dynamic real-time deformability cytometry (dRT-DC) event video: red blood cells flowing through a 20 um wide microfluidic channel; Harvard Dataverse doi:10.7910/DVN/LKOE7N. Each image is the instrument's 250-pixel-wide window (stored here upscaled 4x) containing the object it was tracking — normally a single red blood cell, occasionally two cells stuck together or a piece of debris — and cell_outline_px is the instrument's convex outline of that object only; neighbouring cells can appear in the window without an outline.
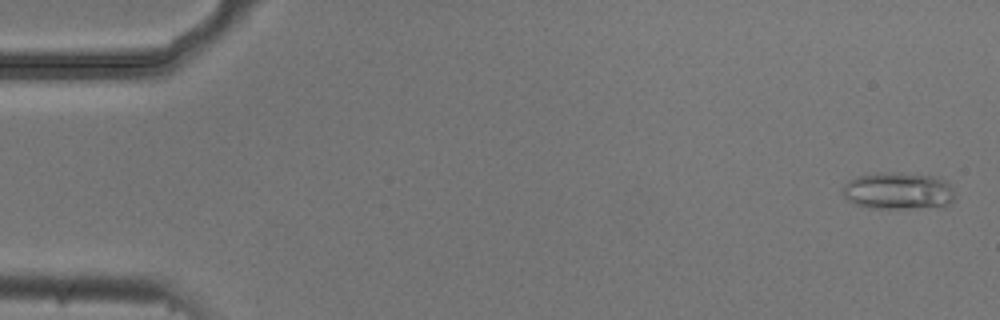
{"species": "common noctule bat (a hibernating species)", "species_latin": "Nyctalus noctula", "temperature_condition": "cold", "stored_images_in_passage": 3, "camera_frame_rate_fps": 3000, "um_per_image_px": 0.085, "animal": {"sex": "male", "body_mass_g": 20.5, "forearm_length_mm": 52.5}, "frame": {"image": 1, "passage_image": 1, "time_ms": 0.0, "image_size_px": [1000, 320], "cell_outline_px": [[956, 196], [944, 208], [868, 208], [844, 200], [844, 184], [848, 180], [856, 176], [876, 172], [900, 172], [936, 176], [944, 180], [952, 188]], "centroid_in_image_um": [76.36, 16.23], "position_along_channel_um": 8.6, "area_um2": 24.85}}